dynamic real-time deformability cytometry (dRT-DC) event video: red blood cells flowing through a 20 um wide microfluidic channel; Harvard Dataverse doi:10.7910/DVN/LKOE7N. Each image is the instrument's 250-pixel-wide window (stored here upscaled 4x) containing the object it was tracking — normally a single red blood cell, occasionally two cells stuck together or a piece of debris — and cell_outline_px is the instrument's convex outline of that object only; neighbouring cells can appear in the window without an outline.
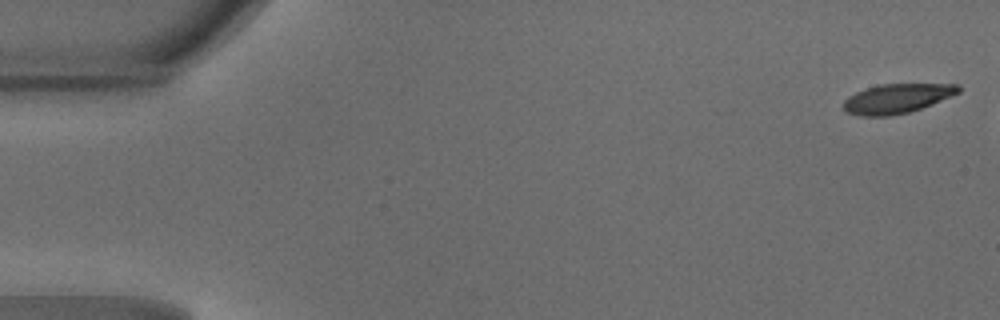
{"species": "common noctule bat (a hibernating species)", "species_latin": "Nyctalus noctula", "temperature_condition": "warm", "stored_images_in_passage": 7, "camera_frame_rate_fps": 3000, "um_per_image_px": 0.085, "animal": {"sex": "male", "body_mass_g": 18.8}, "frame": {"image": 1, "passage_image": 1, "time_ms": 0.0, "image_size_px": [1000, 320], "cell_outline_px": [[960, 92], [932, 104], [908, 112], [888, 116], [860, 116], [848, 112], [844, 108], [844, 100], [848, 96], [856, 92], [880, 84], [956, 84], [960, 88]], "centroid_in_image_um": [76.23, 8.37], "position_along_channel_um": 8.8, "area_um2": 19.42}}